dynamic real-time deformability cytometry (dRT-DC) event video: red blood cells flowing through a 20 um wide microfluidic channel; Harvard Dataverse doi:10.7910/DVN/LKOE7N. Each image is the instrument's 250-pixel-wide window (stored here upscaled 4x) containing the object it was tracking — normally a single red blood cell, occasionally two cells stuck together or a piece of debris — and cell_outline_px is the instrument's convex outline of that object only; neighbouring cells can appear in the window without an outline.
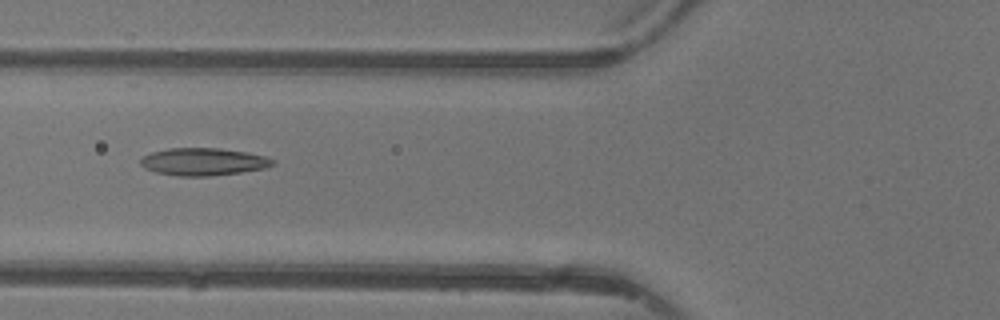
{"species": "common noctule bat (a hibernating species)", "species_latin": "Nyctalus noctula", "temperature_condition": "warm", "stored_images_in_passage": 4, "camera_frame_rate_fps": 3000, "um_per_image_px": 0.085, "animal": {"sex": "female"}, "frame": {"image": 1, "passage_image": 3, "time_ms": 2.333, "image_size_px": [1000, 320], "cell_outline_px": [[276, 164], [264, 168], [240, 172], [208, 176], [176, 176], [156, 172], [144, 168], [140, 164], [140, 160], [144, 156], [152, 152], [168, 148], [220, 148], [248, 152], [264, 156], [276, 160]], "centroid_in_image_um": [17.29, 13.74], "position_along_channel_um": 108.5, "area_um2": 21.21}}
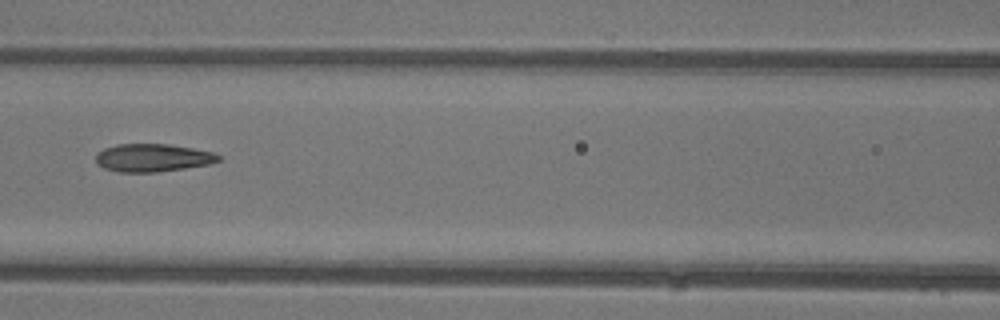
{"frame": {"image": 2, "passage_image": 4, "time_ms": 3.333, "image_size_px": [1000, 320], "cell_outline_px": [[220, 160], [208, 164], [184, 168], [156, 172], [120, 172], [104, 168], [96, 164], [96, 152], [104, 148], [116, 144], [168, 144], [192, 148], [212, 152], [220, 156]], "centroid_in_image_um": [12.93, 13.4], "position_along_channel_um": 153.7, "area_um2": 19.88}}